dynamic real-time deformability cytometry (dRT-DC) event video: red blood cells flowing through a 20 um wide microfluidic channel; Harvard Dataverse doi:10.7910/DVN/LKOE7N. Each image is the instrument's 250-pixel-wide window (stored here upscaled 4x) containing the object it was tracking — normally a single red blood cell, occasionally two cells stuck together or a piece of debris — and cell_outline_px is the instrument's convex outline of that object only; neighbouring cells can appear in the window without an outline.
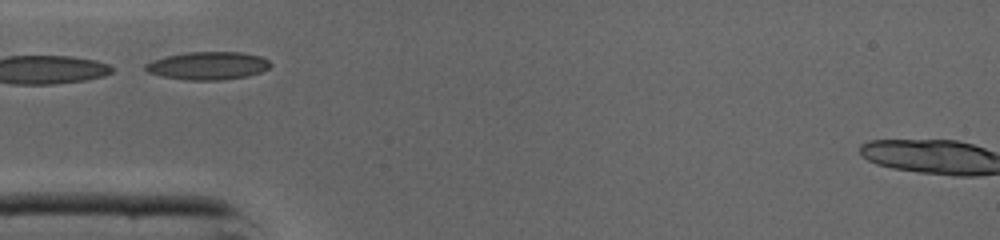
{"species": "common noctule bat (a hibernating species)", "species_latin": "Nyctalus noctula", "temperature_condition": "cold", "stored_images_in_passage": 13, "camera_frame_rate_fps": 3000, "um_per_image_px": 0.085, "animal": {"sex": "male", "body_mass_g": 19.0, "forearm_length_mm": 50.8}, "frame": {"image": 1, "passage_image": 1, "time_ms": 0.0, "image_size_px": [1000, 240], "cell_outline_px": [[272, 64], [268, 68], [260, 72], [248, 76], [224, 80], [188, 80], [164, 76], [148, 72], [144, 68], [144, 64], [152, 60], [168, 56], [188, 52], [240, 52], [260, 56], [268, 60]], "centroid_in_image_um": [17.69, 5.58], "position_along_channel_um": 67.3, "area_um2": 20.23}}